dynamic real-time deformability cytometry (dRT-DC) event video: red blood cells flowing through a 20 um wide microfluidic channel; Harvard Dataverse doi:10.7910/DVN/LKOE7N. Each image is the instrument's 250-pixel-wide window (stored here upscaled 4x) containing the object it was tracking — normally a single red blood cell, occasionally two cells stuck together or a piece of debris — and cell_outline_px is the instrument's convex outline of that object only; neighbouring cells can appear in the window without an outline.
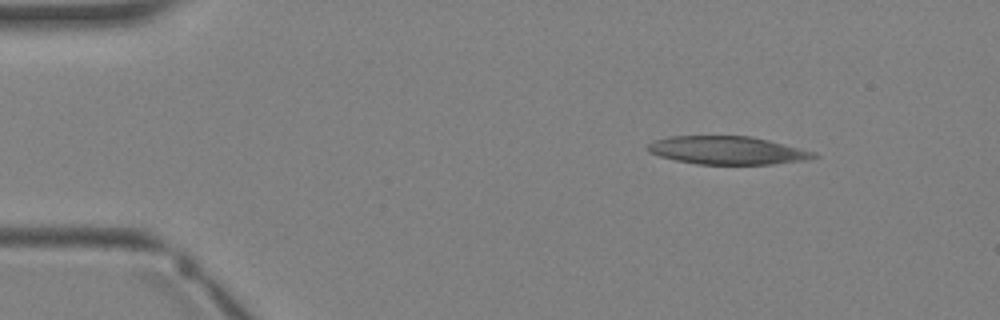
{"species": "Egyptian fruit bat (a non-hibernating species)", "species_latin": "Rousettus aegyptiacus", "temperature_condition": "warm", "stored_images_in_passage": 2, "camera_frame_rate_fps": 3000, "um_per_image_px": 0.085, "animal": {"sex": "female"}, "frame": {"image": 1, "passage_image": 1, "time_ms": 0.0, "image_size_px": [1000, 320], "cell_outline_px": [[820, 156], [812, 160], [772, 164], [696, 164], [676, 160], [660, 156], [648, 152], [644, 148], [648, 144], [656, 140], [668, 136], [748, 136], [768, 140], [816, 152]], "centroid_in_image_um": [61.85, 12.78], "position_along_channel_um": 23.1, "area_um2": 27.34}}